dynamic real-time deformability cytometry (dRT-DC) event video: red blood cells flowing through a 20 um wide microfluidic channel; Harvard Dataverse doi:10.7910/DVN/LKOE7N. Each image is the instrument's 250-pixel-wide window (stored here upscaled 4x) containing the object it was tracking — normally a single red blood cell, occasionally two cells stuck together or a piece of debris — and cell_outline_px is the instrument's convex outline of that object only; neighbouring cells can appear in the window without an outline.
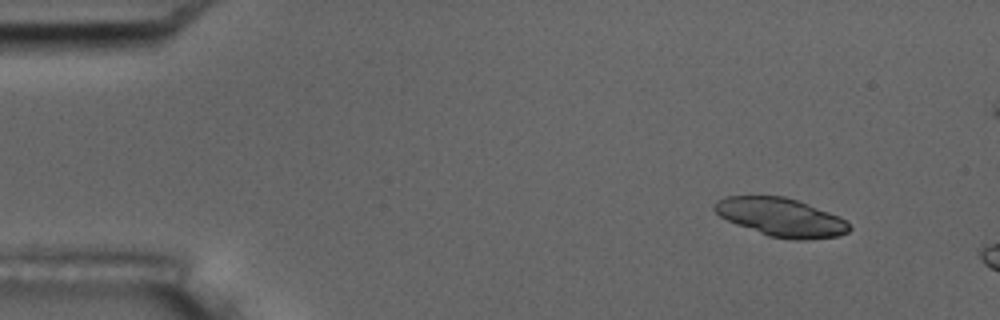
{"species": "common noctule bat (a hibernating species)", "species_latin": "Nyctalus noctula", "temperature_condition": "room temperature", "stored_images_in_passage": 4, "camera_frame_rate_fps": 3000, "um_per_image_px": 0.085, "animal": {"sex": "male", "body_mass_g": 17.5, "forearm_length_mm": 52.3}, "frame": {"image": 1, "passage_image": 1, "time_ms": 0.0, "image_size_px": [1000, 320], "cell_outline_px": [[852, 228], [848, 232], [840, 236], [804, 240], [796, 240], [768, 236], [736, 224], [720, 216], [712, 208], [716, 200], [728, 196], [784, 196], [808, 204], [840, 216], [848, 220]], "centroid_in_image_um": [66.42, 18.47], "position_along_channel_um": 18.6, "area_um2": 30.29}}